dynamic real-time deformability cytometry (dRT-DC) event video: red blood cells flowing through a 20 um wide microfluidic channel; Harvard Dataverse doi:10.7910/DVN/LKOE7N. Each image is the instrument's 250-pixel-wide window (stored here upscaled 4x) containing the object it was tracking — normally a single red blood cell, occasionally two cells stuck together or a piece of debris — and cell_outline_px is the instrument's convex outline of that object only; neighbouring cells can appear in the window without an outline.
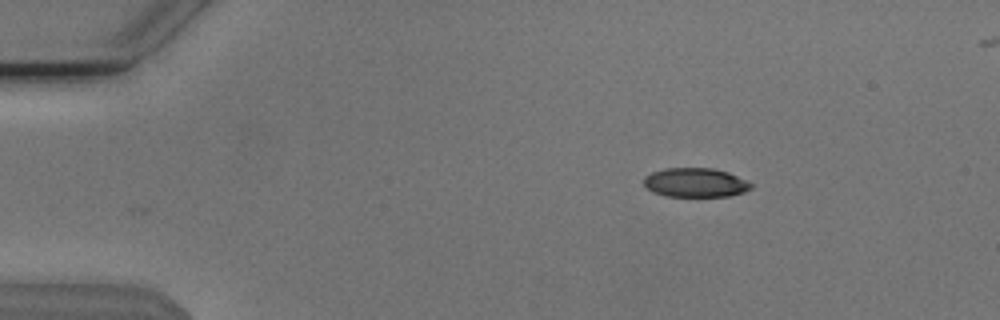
{"species": "Egyptian fruit bat (a non-hibernating species)", "species_latin": "Rousettus aegyptiacus", "temperature_condition": "cold", "stored_images_in_passage": 39, "camera_frame_rate_fps": 3000, "um_per_image_px": 0.085, "animal": {"sex": "male"}, "frame": {"image": 1, "passage_image": 1, "time_ms": 0.0, "image_size_px": [1000, 320], "cell_outline_px": [[752, 188], [744, 192], [728, 196], [664, 196], [652, 192], [644, 184], [644, 176], [652, 172], [664, 168], [712, 168], [728, 172], [752, 184]], "centroid_in_image_um": [59.08, 15.52], "position_along_channel_um": 25.9, "area_um2": 18.15}}
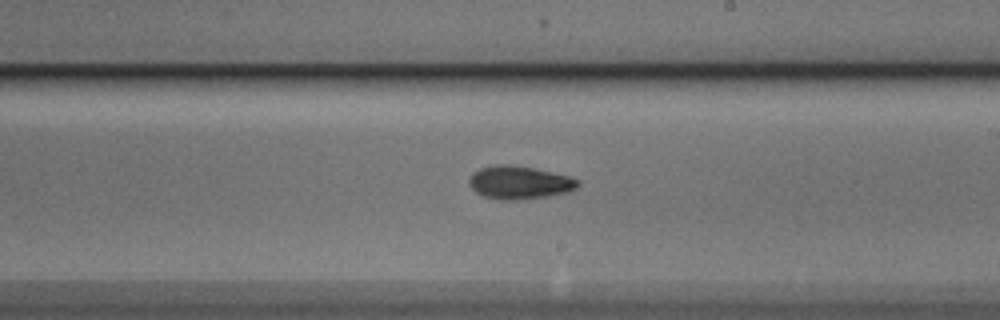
{"frame": {"image": 2, "passage_image": 24, "time_ms": 7.667, "image_size_px": [1000, 320], "cell_outline_px": [[580, 184], [576, 188], [568, 192], [548, 196], [516, 200], [500, 200], [484, 196], [476, 192], [468, 184], [468, 180], [472, 172], [480, 168], [496, 164], [508, 164], [532, 168], [572, 176], [580, 180]], "centroid_in_image_um": [44.15, 15.51], "position_along_channel_um": 244.8, "area_um2": 21.15}}
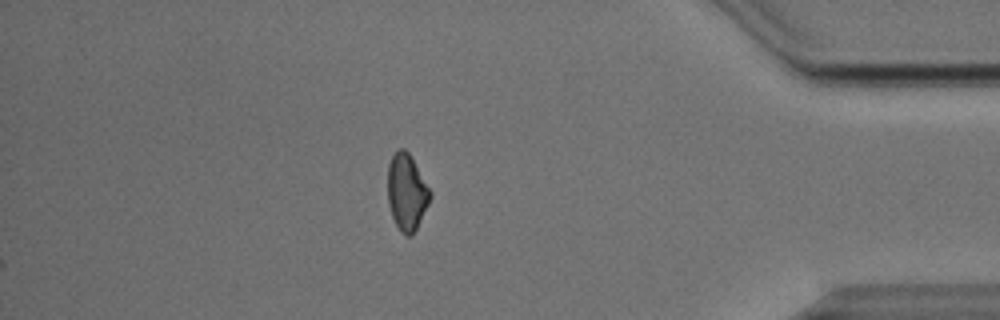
{"frame": {"image": 3, "passage_image": 39, "time_ms": 12.667, "image_size_px": [1000, 320], "cell_outline_px": [[432, 196], [412, 236], [404, 236], [400, 232], [392, 216], [388, 204], [388, 164], [392, 156], [400, 148], [404, 148], [408, 152], [432, 192]], "centroid_in_image_um": [34.56, 16.35], "position_along_channel_um": 400.6, "area_um2": 18.79}, "authors_computed_cell_mechanics": {"area_um2": 19.8254, "velocity_mm_per_s": 3.8269, "shape_relaxation_time_tau1_ms": 5.9114, "shape_relaxation_time_tau2_ms": 7.1618, "deformation_change_tau1": 0.14, "deformation_change_tau2": 0.1283}}